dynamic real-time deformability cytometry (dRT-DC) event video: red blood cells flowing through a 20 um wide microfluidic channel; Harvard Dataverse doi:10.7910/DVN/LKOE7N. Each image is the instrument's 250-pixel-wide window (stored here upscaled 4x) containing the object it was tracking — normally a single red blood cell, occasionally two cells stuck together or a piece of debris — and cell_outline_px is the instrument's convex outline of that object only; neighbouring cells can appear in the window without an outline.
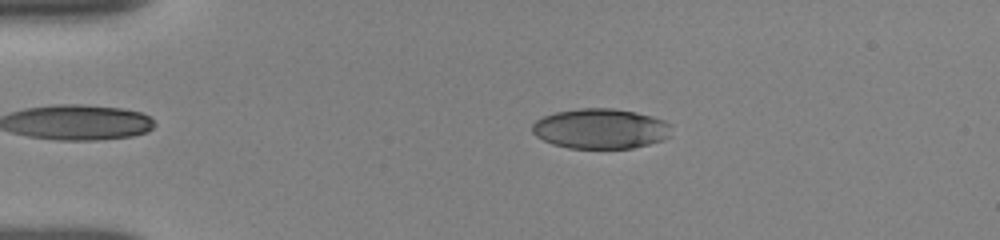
{"species": "human", "species_latin": "Homo sapiens", "temperature_condition": "room temperature", "stored_images_in_passage": 22, "camera_frame_rate_fps": 3000, "um_per_image_px": 0.085, "donor": {"sex": "female"}, "frame": {"image": 1, "passage_image": 13, "time_ms": 3.0, "image_size_px": [1000, 240], "cell_outline_px": [[672, 124], [668, 136], [664, 140], [632, 148], [568, 148], [552, 144], [536, 136], [532, 132], [532, 124], [536, 120], [544, 116], [556, 112], [580, 108], [612, 108], [636, 112], [652, 116], [664, 120]], "centroid_in_image_um": [51.05, 10.93], "position_along_channel_um": 33.9, "area_um2": 32.6}}
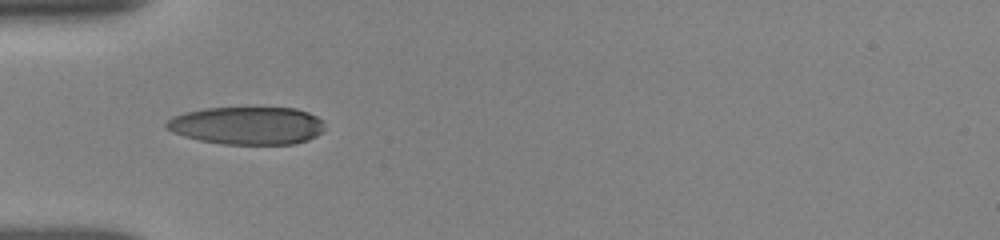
{"frame": {"image": 2, "passage_image": 21, "time_ms": 5.0, "image_size_px": [1000, 240], "cell_outline_px": [[324, 132], [308, 140], [292, 144], [220, 144], [200, 140], [184, 136], [172, 132], [164, 128], [164, 124], [172, 116], [184, 112], [204, 108], [296, 108], [308, 112], [324, 120]], "centroid_in_image_um": [21.01, 10.67], "position_along_channel_um": 64.0, "area_um2": 35.2}}